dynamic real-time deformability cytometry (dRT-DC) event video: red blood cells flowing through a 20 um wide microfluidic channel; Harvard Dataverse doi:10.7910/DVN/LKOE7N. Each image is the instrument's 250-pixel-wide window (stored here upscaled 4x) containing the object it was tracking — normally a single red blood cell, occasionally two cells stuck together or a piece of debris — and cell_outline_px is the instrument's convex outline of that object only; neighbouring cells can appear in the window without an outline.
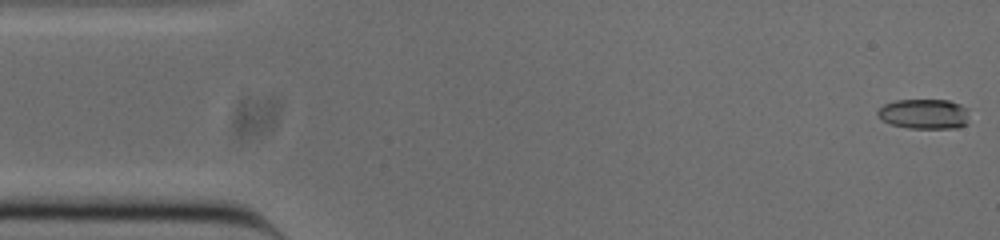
{"species": "common noctule bat (a hibernating species)", "species_latin": "Nyctalus noctula", "temperature_condition": "cold", "stored_images_in_passage": 52, "camera_frame_rate_fps": 3000, "um_per_image_px": 0.085, "animal": {"sex": "male", "body_mass_g": 20.0, "forearm_length_mm": 53.3}, "frame": {"image": 1, "passage_image": 1, "time_ms": 0.0, "image_size_px": [1000, 240], "cell_outline_px": [[968, 124], [956, 128], [908, 128], [892, 124], [884, 120], [876, 112], [884, 104], [896, 100], [948, 100], [960, 104], [968, 108]], "centroid_in_image_um": [78.61, 9.68], "position_along_channel_um": 6.4, "area_um2": 16.01}}
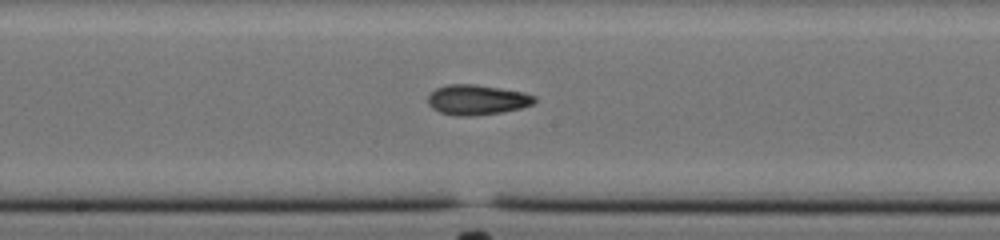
{"frame": {"image": 2, "passage_image": 26, "time_ms": 8.333, "image_size_px": [1000, 240], "cell_outline_px": [[536, 100], [532, 104], [520, 108], [500, 112], [468, 116], [456, 116], [440, 112], [432, 108], [428, 104], [428, 96], [436, 88], [448, 84], [476, 84], [524, 92], [536, 96]], "centroid_in_image_um": [40.53, 8.47], "position_along_channel_um": 207.7, "area_um2": 18.61}}
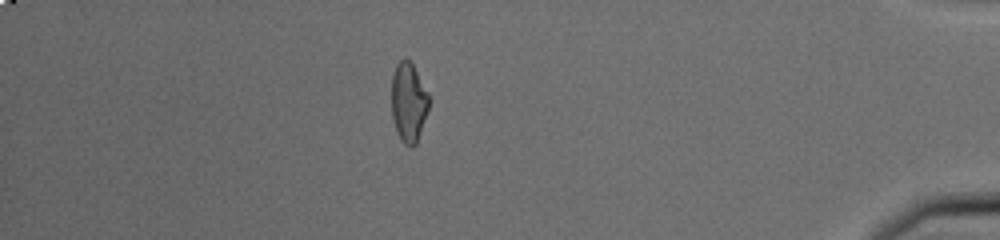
{"frame": {"image": 3, "passage_image": 45, "time_ms": 14.667, "image_size_px": [1000, 240], "cell_outline_px": [[428, 108], [416, 144], [412, 148], [404, 144], [400, 140], [396, 132], [392, 116], [392, 76], [396, 64], [404, 56], [412, 64], [428, 92]], "centroid_in_image_um": [34.71, 8.7], "position_along_channel_um": 400.5, "area_um2": 17.22}, "authors_computed_cell_mechanics": {"area_um2": 17.9758, "velocity_mm_per_s": 3.8671, "shape_relaxation_time_tau1_ms": 6.1809, "shape_relaxation_time_tau2_ms": 3.542, "deformation_change_tau1": 0.183, "deformation_change_tau2": 0.0948}}